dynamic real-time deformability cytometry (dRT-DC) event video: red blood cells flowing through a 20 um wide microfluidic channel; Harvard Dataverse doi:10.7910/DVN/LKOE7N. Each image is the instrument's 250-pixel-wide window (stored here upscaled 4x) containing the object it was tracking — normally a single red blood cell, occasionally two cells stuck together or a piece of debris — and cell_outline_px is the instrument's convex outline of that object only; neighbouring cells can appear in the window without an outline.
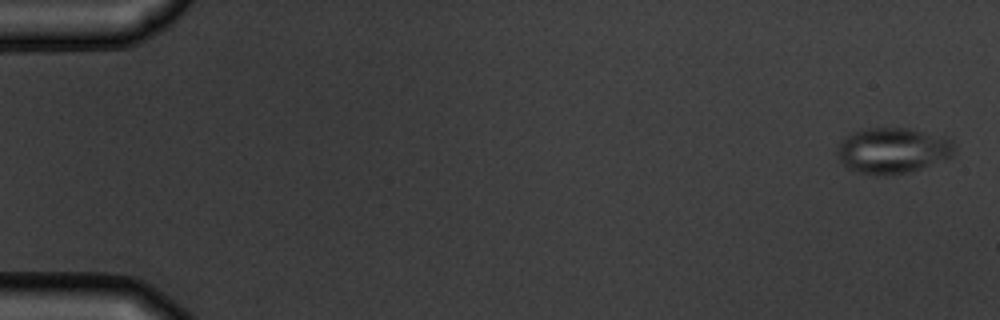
{"species": "common noctule bat (a hibernating species)", "species_latin": "Nyctalus noctula", "temperature_condition": "warm", "stored_images_in_passage": 5, "camera_frame_rate_fps": 3000, "um_per_image_px": 0.085, "animal": {"sex": "male", "body_mass_g": 19.5, "forearm_length_mm": 54.6}, "frame": {"image": 1, "passage_image": 1, "time_ms": 0.0, "image_size_px": [1000, 320], "cell_outline_px": [[956, 148], [952, 156], [912, 172], [884, 176], [880, 176], [860, 172], [848, 168], [836, 156], [836, 152], [840, 140], [856, 132], [868, 128], [908, 128], [944, 136], [952, 140]], "centroid_in_image_um": [75.89, 12.8], "position_along_channel_um": 9.1, "area_um2": 31.33}}